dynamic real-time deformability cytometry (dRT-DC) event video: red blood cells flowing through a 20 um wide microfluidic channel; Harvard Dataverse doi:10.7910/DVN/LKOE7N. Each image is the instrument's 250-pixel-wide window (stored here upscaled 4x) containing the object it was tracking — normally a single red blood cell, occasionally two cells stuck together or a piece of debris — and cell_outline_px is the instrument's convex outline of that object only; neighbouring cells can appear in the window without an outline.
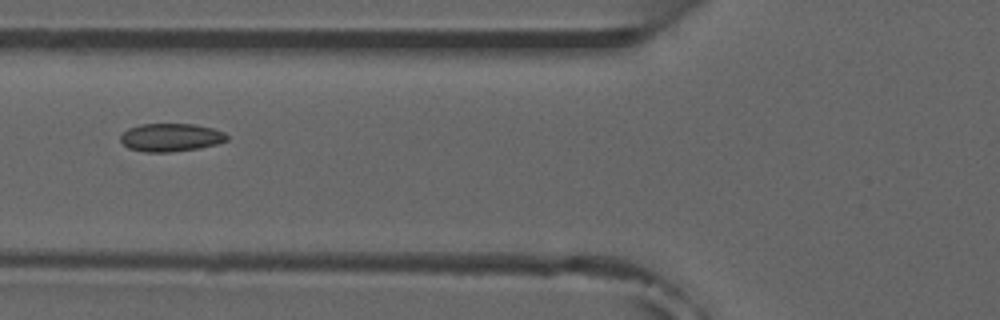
{"species": "common noctule bat (a hibernating species)", "species_latin": "Nyctalus noctula", "temperature_condition": "room temperature", "stored_images_in_passage": 6, "camera_frame_rate_fps": 3000, "um_per_image_px": 0.085, "animal": {"sex": "male", "forearm_length_mm": 52.5}, "frame": {"image": 1, "passage_image": 3, "time_ms": 2.333, "image_size_px": [1000, 320], "cell_outline_px": [[228, 140], [216, 144], [200, 148], [168, 152], [144, 152], [128, 148], [120, 140], [120, 136], [128, 128], [140, 124], [196, 124], [212, 128], [224, 132], [228, 136]], "centroid_in_image_um": [14.52, 11.68], "position_along_channel_um": 111.3, "area_um2": 17.46}}
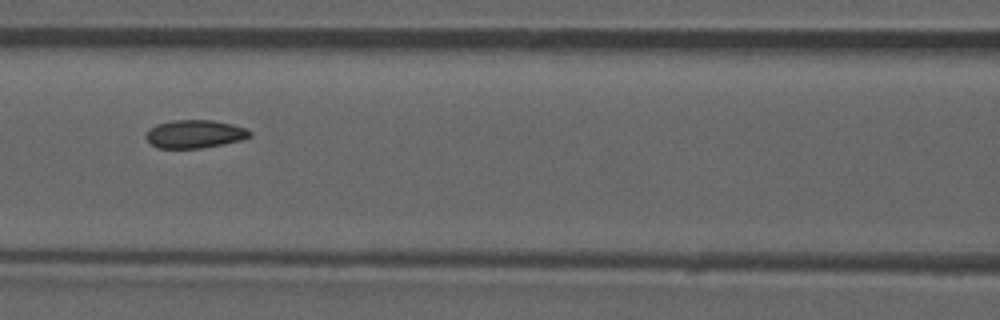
{"frame": {"image": 2, "passage_image": 4, "time_ms": 3.333, "image_size_px": [1000, 320], "cell_outline_px": [[252, 136], [240, 140], [224, 144], [200, 148], [160, 148], [152, 144], [144, 136], [156, 124], [172, 120], [212, 120], [232, 124], [244, 128], [252, 132]], "centroid_in_image_um": [16.57, 11.39], "position_along_channel_um": 150.0, "area_um2": 16.88}}